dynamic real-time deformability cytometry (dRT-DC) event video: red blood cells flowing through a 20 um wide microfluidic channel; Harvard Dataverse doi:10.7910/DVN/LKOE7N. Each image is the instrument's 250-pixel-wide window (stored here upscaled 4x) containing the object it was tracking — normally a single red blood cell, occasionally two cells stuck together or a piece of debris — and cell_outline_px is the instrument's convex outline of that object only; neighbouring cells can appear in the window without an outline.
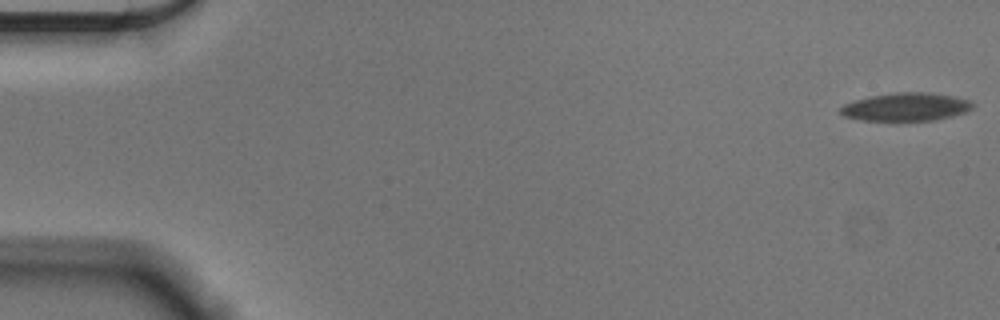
{"species": "Egyptian fruit bat (a non-hibernating species)", "species_latin": "Rousettus aegyptiacus", "temperature_condition": "cold", "stored_images_in_passage": 52, "segment_of_instrument_passage": [1, 2], "camera_frame_rate_fps": 3000, "um_per_image_px": 0.085, "animal": {"sex": "male"}, "frame": {"image": 1, "passage_image": 1, "time_ms": 0.0, "image_size_px": [1000, 320], "cell_outline_px": [[972, 108], [964, 112], [952, 116], [936, 120], [896, 124], [860, 120], [844, 116], [840, 112], [840, 108], [844, 104], [856, 100], [872, 96], [896, 92], [924, 92], [952, 96], [968, 100], [972, 104]], "centroid_in_image_um": [76.95, 9.15], "position_along_channel_um": 8.1, "area_um2": 22.37}}
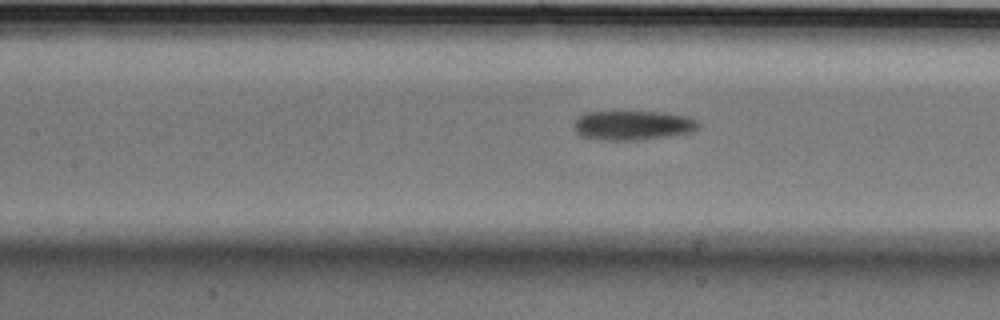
{"frame": {"image": 2, "passage_image": 25, "time_ms": 8.0, "image_size_px": [1000, 320], "cell_outline_px": [[700, 128], [692, 132], [640, 140], [604, 140], [584, 136], [576, 132], [576, 120], [580, 116], [588, 112], [660, 112], [688, 116], [696, 120], [700, 124]], "centroid_in_image_um": [53.86, 10.65], "position_along_channel_um": 153.5, "area_um2": 21.04}}
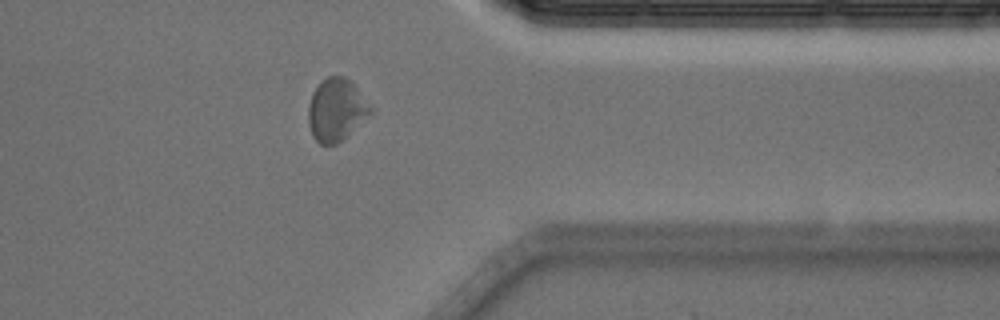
{"frame": {"image": 3, "passage_image": 45, "time_ms": 14.667, "image_size_px": [1000, 320], "cell_outline_px": [[372, 112], [336, 144], [320, 144], [312, 136], [308, 124], [308, 104], [312, 92], [328, 76], [344, 76], [356, 88], [372, 108]], "centroid_in_image_um": [28.53, 9.34], "position_along_channel_um": 382.9, "area_um2": 22.02}}